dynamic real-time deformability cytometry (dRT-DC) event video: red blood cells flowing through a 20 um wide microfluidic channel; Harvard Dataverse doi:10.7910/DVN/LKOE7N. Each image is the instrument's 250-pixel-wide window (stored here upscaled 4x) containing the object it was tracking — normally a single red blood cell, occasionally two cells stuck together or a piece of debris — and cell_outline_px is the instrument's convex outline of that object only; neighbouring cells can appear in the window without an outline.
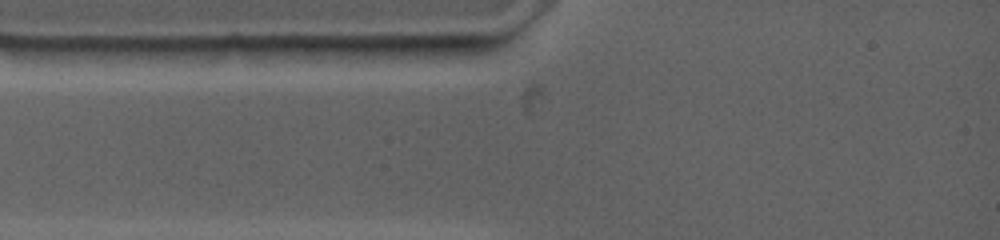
{"species": "common noctule bat (a hibernating species)", "species_latin": "Nyctalus noctula", "temperature_condition": "warm", "stored_images_in_passage": 2, "camera_frame_rate_fps": 4500, "um_per_image_px": 0.085, "animal": {"sex": "female", "body_mass_g": 19.0, "forearm_length_mm": 53.3}, "frame": {"image": 1, "passage_image": 2, "time_ms": 0.444, "image_size_px": [1000, 240], "cell_outline_px": [[468, 48], [436, 60], [392, 64], [308, 64], [296, 48], [300, 44], [464, 44]], "centroid_in_image_um": [31.92, 4.52], "position_along_channel_um": 53.1, "area_um2": 21.1}}